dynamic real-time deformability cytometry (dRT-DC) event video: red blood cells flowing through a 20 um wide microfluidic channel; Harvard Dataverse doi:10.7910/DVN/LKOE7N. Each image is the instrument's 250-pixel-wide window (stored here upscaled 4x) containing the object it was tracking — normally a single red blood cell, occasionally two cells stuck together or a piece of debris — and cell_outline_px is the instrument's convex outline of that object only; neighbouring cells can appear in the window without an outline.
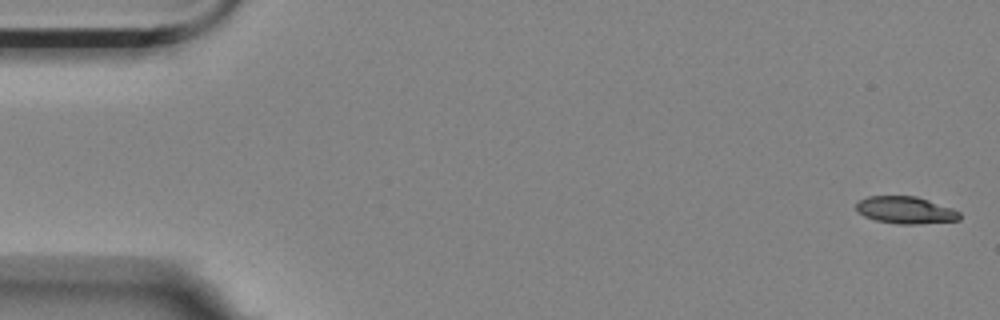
{"species": "Egyptian fruit bat (a non-hibernating species)", "species_latin": "Rousettus aegyptiacus", "temperature_condition": "room temperature", "stored_images_in_passage": 6, "camera_frame_rate_fps": 3000, "um_per_image_px": 0.085, "animal": {"sex": "female"}, "frame": {"image": 1, "passage_image": 1, "time_ms": 0.0, "image_size_px": [1000, 320], "cell_outline_px": [[960, 220], [916, 224], [900, 224], [876, 220], [864, 216], [856, 212], [856, 204], [860, 200], [868, 196], [916, 196], [952, 208], [960, 212]], "centroid_in_image_um": [76.96, 17.86], "position_along_channel_um": 8.0, "area_um2": 16.3}}
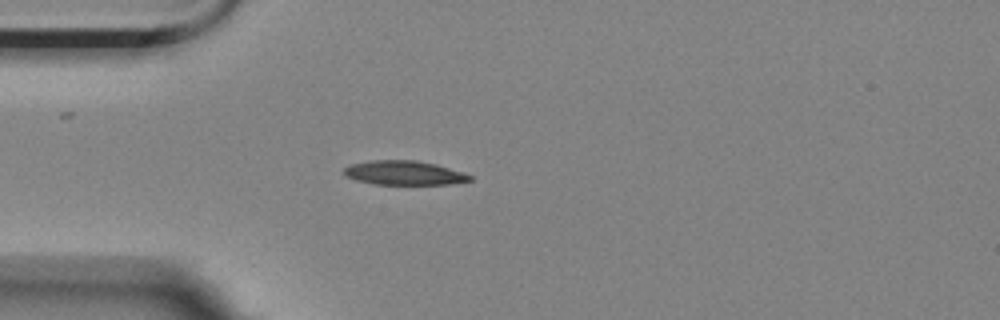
{"frame": {"image": 2, "passage_image": 5, "time_ms": 1.333, "image_size_px": [1000, 320], "cell_outline_px": [[472, 180], [448, 184], [376, 184], [356, 180], [344, 176], [344, 168], [352, 164], [372, 160], [416, 160], [436, 164], [464, 172], [472, 176]], "centroid_in_image_um": [34.36, 14.69], "position_along_channel_um": 50.6, "area_um2": 17.69}}